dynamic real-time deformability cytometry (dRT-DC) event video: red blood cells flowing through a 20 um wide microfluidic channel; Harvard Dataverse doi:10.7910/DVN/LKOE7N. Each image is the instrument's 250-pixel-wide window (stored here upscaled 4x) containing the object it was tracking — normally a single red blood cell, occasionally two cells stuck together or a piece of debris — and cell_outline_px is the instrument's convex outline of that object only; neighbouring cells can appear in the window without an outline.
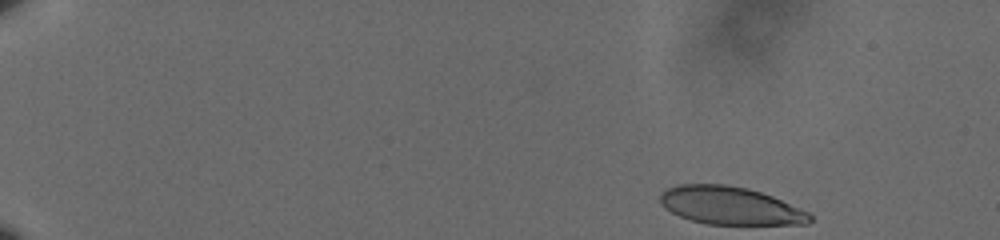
{"species": "human", "species_latin": "Homo sapiens", "temperature_condition": "cold", "stored_images_in_passage": 53, "camera_frame_rate_fps": 3000, "um_per_image_px": 0.085, "donor": {"sex": "male"}, "frame": {"image": 1, "passage_image": 1, "time_ms": 0.0, "image_size_px": [1000, 240], "cell_outline_px": [[812, 220], [808, 224], [704, 224], [680, 216], [664, 208], [660, 200], [660, 192], [676, 184], [724, 184], [748, 188], [772, 196], [808, 212], [812, 216]], "centroid_in_image_um": [62.04, 17.47], "position_along_channel_um": 23.0, "area_um2": 32.95}}
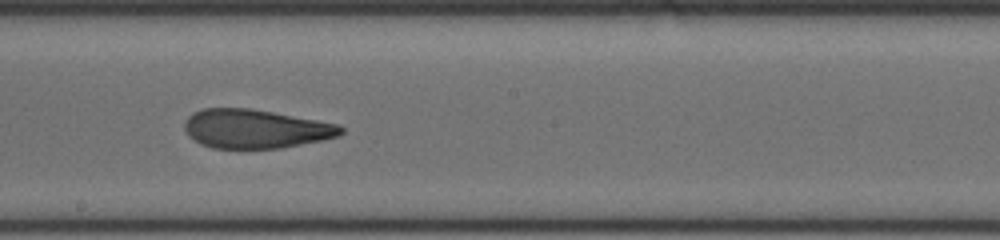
{"frame": {"image": 2, "passage_image": 30, "time_ms": 9.667, "image_size_px": [1000, 240], "cell_outline_px": [[344, 132], [340, 136], [324, 140], [280, 148], [212, 148], [200, 144], [188, 136], [184, 128], [184, 124], [188, 116], [192, 112], [204, 108], [252, 108], [340, 124], [344, 128]], "centroid_in_image_um": [21.73, 10.94], "position_along_channel_um": 226.5, "area_um2": 35.78}}
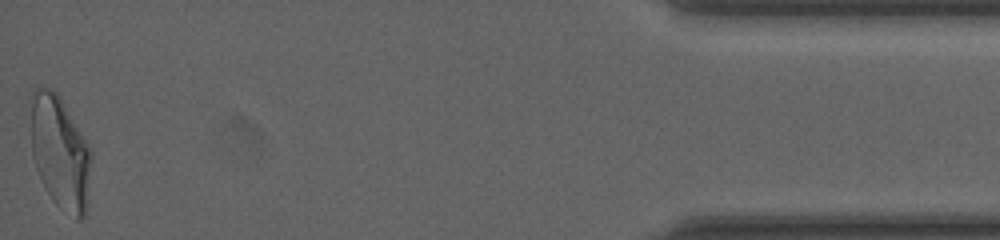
{"frame": {"image": 3, "passage_image": 53, "time_ms": 17.333, "image_size_px": [1000, 240], "cell_outline_px": [[92, 160], [88, 200], [84, 216], [80, 220], [76, 220], [60, 208], [52, 200], [44, 188], [36, 168], [32, 156], [28, 100], [32, 92], [36, 88], [48, 88], [56, 92], [60, 96], [92, 152]], "centroid_in_image_um": [5.08, 12.95], "position_along_channel_um": 430.1, "area_um2": 40.69}, "authors_computed_cell_mechanics": {"area_um2": 36.2406, "velocity_mm_per_s": 3.5936, "shape_relaxation_time_tau1_ms": 9.5525, "shape_relaxation_time_tau2_ms": 1.8537, "deformation_change_tau1": 0.2299, "deformation_change_tau2": 0.0977}}